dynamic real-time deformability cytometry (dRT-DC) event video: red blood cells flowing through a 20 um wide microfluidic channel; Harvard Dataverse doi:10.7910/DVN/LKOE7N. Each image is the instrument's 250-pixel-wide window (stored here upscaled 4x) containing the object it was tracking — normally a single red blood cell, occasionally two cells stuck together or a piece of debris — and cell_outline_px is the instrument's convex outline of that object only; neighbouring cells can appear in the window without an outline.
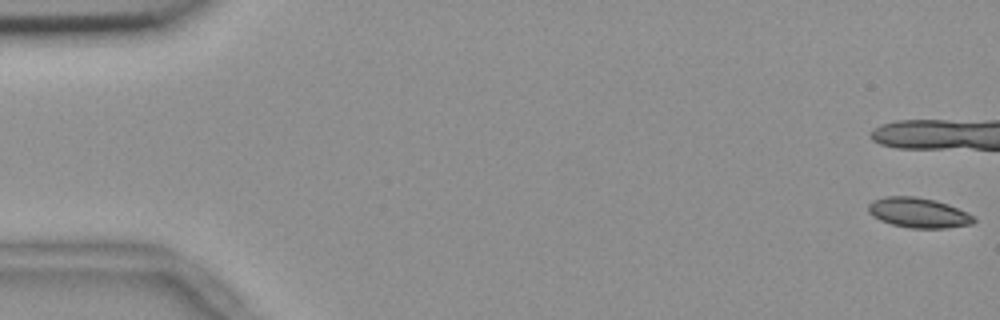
{"species": "common noctule bat (a hibernating species)", "species_latin": "Nyctalus noctula", "temperature_condition": "room temperature", "stored_images_in_passage": 12, "camera_frame_rate_fps": 3000, "um_per_image_px": 0.085, "animal": {"sex": "female", "body_mass_g": 18.4}, "frame": {"image": 1, "passage_image": 1, "time_ms": 0.0, "image_size_px": [1000, 320], "cell_outline_px": [[976, 220], [972, 224], [948, 228], [912, 228], [892, 224], [880, 220], [872, 216], [868, 212], [868, 204], [872, 200], [888, 196], [916, 196], [936, 200], [948, 204], [976, 216]], "centroid_in_image_um": [78.08, 18.08], "position_along_channel_um": 6.9, "area_um2": 18.61}}